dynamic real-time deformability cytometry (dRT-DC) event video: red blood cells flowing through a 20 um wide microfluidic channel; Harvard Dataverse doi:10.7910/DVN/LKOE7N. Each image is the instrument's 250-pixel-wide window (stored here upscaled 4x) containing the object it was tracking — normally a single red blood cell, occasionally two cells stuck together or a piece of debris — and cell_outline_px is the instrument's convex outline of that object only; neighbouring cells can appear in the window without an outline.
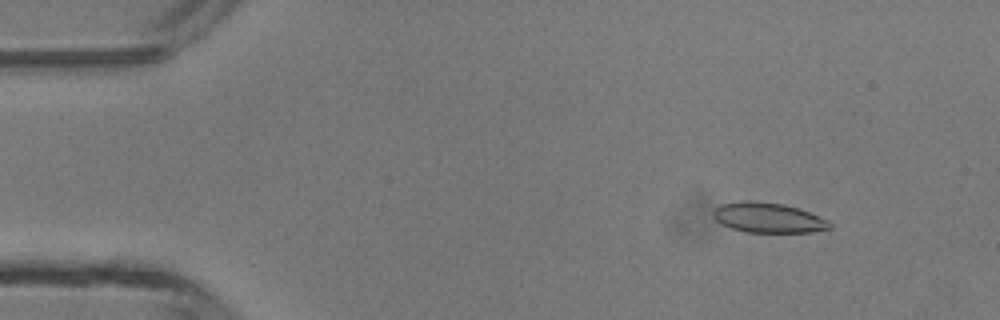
{"species": "common noctule bat (a hibernating species)", "species_latin": "Nyctalus noctula", "temperature_condition": "room temperature", "stored_images_in_passage": 18, "camera_frame_rate_fps": 3000, "um_per_image_px": 0.085, "animal": {"sex": "male", "body_mass_g": 13.3}, "frame": {"image": 1, "passage_image": 6, "time_ms": 1.667, "image_size_px": [1000, 320], "cell_outline_px": [[832, 228], [812, 232], [744, 232], [720, 224], [712, 216], [712, 212], [720, 204], [744, 200], [752, 200], [784, 204], [800, 208], [828, 220], [832, 224]], "centroid_in_image_um": [65.29, 18.5], "position_along_channel_um": 19.7, "area_um2": 20.63}}
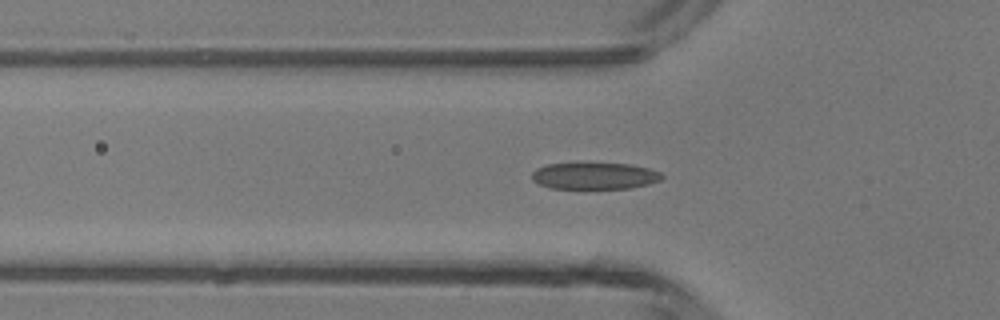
{"frame": {"image": 2, "passage_image": 16, "time_ms": 5.0, "image_size_px": [1000, 320], "cell_outline_px": [[664, 176], [660, 180], [648, 184], [632, 188], [552, 188], [540, 184], [532, 180], [532, 172], [536, 168], [548, 164], [632, 164], [648, 168], [660, 172]], "centroid_in_image_um": [50.56, 14.95], "position_along_channel_um": 75.2, "area_um2": 19.94}}